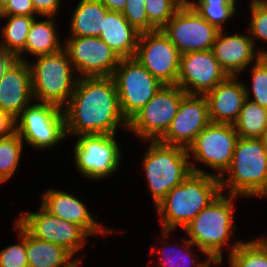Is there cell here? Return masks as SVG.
Listing matches in <instances>:
<instances>
[{
    "label": "cell",
    "mask_w": 267,
    "mask_h": 267,
    "mask_svg": "<svg viewBox=\"0 0 267 267\" xmlns=\"http://www.w3.org/2000/svg\"><path fill=\"white\" fill-rule=\"evenodd\" d=\"M68 134H116L119 125L128 129L113 77L81 78L63 107Z\"/></svg>",
    "instance_id": "obj_1"
},
{
    "label": "cell",
    "mask_w": 267,
    "mask_h": 267,
    "mask_svg": "<svg viewBox=\"0 0 267 267\" xmlns=\"http://www.w3.org/2000/svg\"><path fill=\"white\" fill-rule=\"evenodd\" d=\"M220 179L212 173L191 172L179 185L170 190L156 205L161 216L162 236L176 227H185L192 219L220 194ZM172 230V231H171Z\"/></svg>",
    "instance_id": "obj_2"
},
{
    "label": "cell",
    "mask_w": 267,
    "mask_h": 267,
    "mask_svg": "<svg viewBox=\"0 0 267 267\" xmlns=\"http://www.w3.org/2000/svg\"><path fill=\"white\" fill-rule=\"evenodd\" d=\"M236 195H223L221 193L208 206L203 208L193 219L186 225L183 230L186 231L188 240L182 247L190 248L194 245L200 249L207 257H210L217 265L223 261L222 247L229 245V255L239 246L240 241L235 244H230V234H233L232 228L234 217L233 215V200Z\"/></svg>",
    "instance_id": "obj_3"
},
{
    "label": "cell",
    "mask_w": 267,
    "mask_h": 267,
    "mask_svg": "<svg viewBox=\"0 0 267 267\" xmlns=\"http://www.w3.org/2000/svg\"><path fill=\"white\" fill-rule=\"evenodd\" d=\"M225 174H229L226 179ZM221 191L229 195L267 196V145L263 138L237 140L229 169L220 178Z\"/></svg>",
    "instance_id": "obj_4"
},
{
    "label": "cell",
    "mask_w": 267,
    "mask_h": 267,
    "mask_svg": "<svg viewBox=\"0 0 267 267\" xmlns=\"http://www.w3.org/2000/svg\"><path fill=\"white\" fill-rule=\"evenodd\" d=\"M186 148L151 141L145 152L143 167L153 201L157 205L175 186L181 184L191 172L203 173L190 163Z\"/></svg>",
    "instance_id": "obj_5"
},
{
    "label": "cell",
    "mask_w": 267,
    "mask_h": 267,
    "mask_svg": "<svg viewBox=\"0 0 267 267\" xmlns=\"http://www.w3.org/2000/svg\"><path fill=\"white\" fill-rule=\"evenodd\" d=\"M35 61L32 64L28 62L33 98L63 108L79 79L73 78L74 70L66 50L63 48L52 54L38 56Z\"/></svg>",
    "instance_id": "obj_6"
},
{
    "label": "cell",
    "mask_w": 267,
    "mask_h": 267,
    "mask_svg": "<svg viewBox=\"0 0 267 267\" xmlns=\"http://www.w3.org/2000/svg\"><path fill=\"white\" fill-rule=\"evenodd\" d=\"M15 121L16 133L32 148H50L66 137L63 108L51 103L31 102Z\"/></svg>",
    "instance_id": "obj_7"
},
{
    "label": "cell",
    "mask_w": 267,
    "mask_h": 267,
    "mask_svg": "<svg viewBox=\"0 0 267 267\" xmlns=\"http://www.w3.org/2000/svg\"><path fill=\"white\" fill-rule=\"evenodd\" d=\"M112 77L116 83L121 112L127 121L164 85L135 57L121 58Z\"/></svg>",
    "instance_id": "obj_8"
},
{
    "label": "cell",
    "mask_w": 267,
    "mask_h": 267,
    "mask_svg": "<svg viewBox=\"0 0 267 267\" xmlns=\"http://www.w3.org/2000/svg\"><path fill=\"white\" fill-rule=\"evenodd\" d=\"M186 93L177 85H163L128 121V129L144 141H159L169 129Z\"/></svg>",
    "instance_id": "obj_9"
},
{
    "label": "cell",
    "mask_w": 267,
    "mask_h": 267,
    "mask_svg": "<svg viewBox=\"0 0 267 267\" xmlns=\"http://www.w3.org/2000/svg\"><path fill=\"white\" fill-rule=\"evenodd\" d=\"M74 145L75 164L88 179H102L114 173L121 162L116 134L79 135Z\"/></svg>",
    "instance_id": "obj_10"
},
{
    "label": "cell",
    "mask_w": 267,
    "mask_h": 267,
    "mask_svg": "<svg viewBox=\"0 0 267 267\" xmlns=\"http://www.w3.org/2000/svg\"><path fill=\"white\" fill-rule=\"evenodd\" d=\"M161 30L180 54L211 50L219 33L188 2L178 9Z\"/></svg>",
    "instance_id": "obj_11"
},
{
    "label": "cell",
    "mask_w": 267,
    "mask_h": 267,
    "mask_svg": "<svg viewBox=\"0 0 267 267\" xmlns=\"http://www.w3.org/2000/svg\"><path fill=\"white\" fill-rule=\"evenodd\" d=\"M238 139L239 135L233 124L210 122L187 148L188 155L194 157L193 161H201L218 170L215 176L220 179L232 163Z\"/></svg>",
    "instance_id": "obj_12"
},
{
    "label": "cell",
    "mask_w": 267,
    "mask_h": 267,
    "mask_svg": "<svg viewBox=\"0 0 267 267\" xmlns=\"http://www.w3.org/2000/svg\"><path fill=\"white\" fill-rule=\"evenodd\" d=\"M180 56L161 29L140 33L134 57L162 84L176 85Z\"/></svg>",
    "instance_id": "obj_13"
},
{
    "label": "cell",
    "mask_w": 267,
    "mask_h": 267,
    "mask_svg": "<svg viewBox=\"0 0 267 267\" xmlns=\"http://www.w3.org/2000/svg\"><path fill=\"white\" fill-rule=\"evenodd\" d=\"M63 48L81 78L111 77L121 60L100 37H69Z\"/></svg>",
    "instance_id": "obj_14"
},
{
    "label": "cell",
    "mask_w": 267,
    "mask_h": 267,
    "mask_svg": "<svg viewBox=\"0 0 267 267\" xmlns=\"http://www.w3.org/2000/svg\"><path fill=\"white\" fill-rule=\"evenodd\" d=\"M17 222L34 238L59 245L73 256L90 236L81 226L55 217L42 207L39 212L24 213Z\"/></svg>",
    "instance_id": "obj_15"
},
{
    "label": "cell",
    "mask_w": 267,
    "mask_h": 267,
    "mask_svg": "<svg viewBox=\"0 0 267 267\" xmlns=\"http://www.w3.org/2000/svg\"><path fill=\"white\" fill-rule=\"evenodd\" d=\"M228 77L212 50L184 53L176 85L186 94L205 95Z\"/></svg>",
    "instance_id": "obj_16"
},
{
    "label": "cell",
    "mask_w": 267,
    "mask_h": 267,
    "mask_svg": "<svg viewBox=\"0 0 267 267\" xmlns=\"http://www.w3.org/2000/svg\"><path fill=\"white\" fill-rule=\"evenodd\" d=\"M210 122L205 95L185 94L169 129L159 141L187 149Z\"/></svg>",
    "instance_id": "obj_17"
},
{
    "label": "cell",
    "mask_w": 267,
    "mask_h": 267,
    "mask_svg": "<svg viewBox=\"0 0 267 267\" xmlns=\"http://www.w3.org/2000/svg\"><path fill=\"white\" fill-rule=\"evenodd\" d=\"M33 99L28 60L16 59L0 80V109L16 119Z\"/></svg>",
    "instance_id": "obj_18"
},
{
    "label": "cell",
    "mask_w": 267,
    "mask_h": 267,
    "mask_svg": "<svg viewBox=\"0 0 267 267\" xmlns=\"http://www.w3.org/2000/svg\"><path fill=\"white\" fill-rule=\"evenodd\" d=\"M223 34V30L219 31L211 50L228 76H238L253 60L264 54L263 50L254 51L255 44L249 34Z\"/></svg>",
    "instance_id": "obj_19"
},
{
    "label": "cell",
    "mask_w": 267,
    "mask_h": 267,
    "mask_svg": "<svg viewBox=\"0 0 267 267\" xmlns=\"http://www.w3.org/2000/svg\"><path fill=\"white\" fill-rule=\"evenodd\" d=\"M228 76L205 94L212 123L234 124L246 99L245 84Z\"/></svg>",
    "instance_id": "obj_20"
},
{
    "label": "cell",
    "mask_w": 267,
    "mask_h": 267,
    "mask_svg": "<svg viewBox=\"0 0 267 267\" xmlns=\"http://www.w3.org/2000/svg\"><path fill=\"white\" fill-rule=\"evenodd\" d=\"M42 200L41 207L49 214L81 226L89 235L111 232L100 227L88 212L86 204L71 194L51 189L45 192Z\"/></svg>",
    "instance_id": "obj_21"
},
{
    "label": "cell",
    "mask_w": 267,
    "mask_h": 267,
    "mask_svg": "<svg viewBox=\"0 0 267 267\" xmlns=\"http://www.w3.org/2000/svg\"><path fill=\"white\" fill-rule=\"evenodd\" d=\"M140 33L121 12L108 11L99 37L120 58H132L136 54Z\"/></svg>",
    "instance_id": "obj_22"
},
{
    "label": "cell",
    "mask_w": 267,
    "mask_h": 267,
    "mask_svg": "<svg viewBox=\"0 0 267 267\" xmlns=\"http://www.w3.org/2000/svg\"><path fill=\"white\" fill-rule=\"evenodd\" d=\"M26 253L28 267H79V257L72 260L73 255L65 248L34 238L27 231Z\"/></svg>",
    "instance_id": "obj_23"
},
{
    "label": "cell",
    "mask_w": 267,
    "mask_h": 267,
    "mask_svg": "<svg viewBox=\"0 0 267 267\" xmlns=\"http://www.w3.org/2000/svg\"><path fill=\"white\" fill-rule=\"evenodd\" d=\"M70 18V37H99L109 11L100 0H80Z\"/></svg>",
    "instance_id": "obj_24"
},
{
    "label": "cell",
    "mask_w": 267,
    "mask_h": 267,
    "mask_svg": "<svg viewBox=\"0 0 267 267\" xmlns=\"http://www.w3.org/2000/svg\"><path fill=\"white\" fill-rule=\"evenodd\" d=\"M39 21L34 19L25 44L24 51L32 56L52 54L63 49L57 36L52 17Z\"/></svg>",
    "instance_id": "obj_25"
},
{
    "label": "cell",
    "mask_w": 267,
    "mask_h": 267,
    "mask_svg": "<svg viewBox=\"0 0 267 267\" xmlns=\"http://www.w3.org/2000/svg\"><path fill=\"white\" fill-rule=\"evenodd\" d=\"M245 91L246 99L234 128L240 138H263L267 129V108L251 101L246 85Z\"/></svg>",
    "instance_id": "obj_26"
},
{
    "label": "cell",
    "mask_w": 267,
    "mask_h": 267,
    "mask_svg": "<svg viewBox=\"0 0 267 267\" xmlns=\"http://www.w3.org/2000/svg\"><path fill=\"white\" fill-rule=\"evenodd\" d=\"M4 17L8 18V22L2 29L4 42H0V49L13 54L17 60L26 61L22 53L31 24L36 16H0V18Z\"/></svg>",
    "instance_id": "obj_27"
},
{
    "label": "cell",
    "mask_w": 267,
    "mask_h": 267,
    "mask_svg": "<svg viewBox=\"0 0 267 267\" xmlns=\"http://www.w3.org/2000/svg\"><path fill=\"white\" fill-rule=\"evenodd\" d=\"M240 242L229 255L230 267H267V239Z\"/></svg>",
    "instance_id": "obj_28"
},
{
    "label": "cell",
    "mask_w": 267,
    "mask_h": 267,
    "mask_svg": "<svg viewBox=\"0 0 267 267\" xmlns=\"http://www.w3.org/2000/svg\"><path fill=\"white\" fill-rule=\"evenodd\" d=\"M23 141L16 132L0 138V183L11 178L18 168Z\"/></svg>",
    "instance_id": "obj_29"
},
{
    "label": "cell",
    "mask_w": 267,
    "mask_h": 267,
    "mask_svg": "<svg viewBox=\"0 0 267 267\" xmlns=\"http://www.w3.org/2000/svg\"><path fill=\"white\" fill-rule=\"evenodd\" d=\"M183 4L182 0H145L148 22L162 29Z\"/></svg>",
    "instance_id": "obj_30"
},
{
    "label": "cell",
    "mask_w": 267,
    "mask_h": 267,
    "mask_svg": "<svg viewBox=\"0 0 267 267\" xmlns=\"http://www.w3.org/2000/svg\"><path fill=\"white\" fill-rule=\"evenodd\" d=\"M16 229L20 233V241L0 251V267H28L26 253V230L17 222Z\"/></svg>",
    "instance_id": "obj_31"
},
{
    "label": "cell",
    "mask_w": 267,
    "mask_h": 267,
    "mask_svg": "<svg viewBox=\"0 0 267 267\" xmlns=\"http://www.w3.org/2000/svg\"><path fill=\"white\" fill-rule=\"evenodd\" d=\"M252 70V93L251 101L267 108V60L261 56L254 62Z\"/></svg>",
    "instance_id": "obj_32"
},
{
    "label": "cell",
    "mask_w": 267,
    "mask_h": 267,
    "mask_svg": "<svg viewBox=\"0 0 267 267\" xmlns=\"http://www.w3.org/2000/svg\"><path fill=\"white\" fill-rule=\"evenodd\" d=\"M121 13L129 24L134 26L141 33L156 30L148 22L145 0H127Z\"/></svg>",
    "instance_id": "obj_33"
},
{
    "label": "cell",
    "mask_w": 267,
    "mask_h": 267,
    "mask_svg": "<svg viewBox=\"0 0 267 267\" xmlns=\"http://www.w3.org/2000/svg\"><path fill=\"white\" fill-rule=\"evenodd\" d=\"M204 19L215 26L219 31L223 30L224 22L232 17L236 5H191Z\"/></svg>",
    "instance_id": "obj_34"
},
{
    "label": "cell",
    "mask_w": 267,
    "mask_h": 267,
    "mask_svg": "<svg viewBox=\"0 0 267 267\" xmlns=\"http://www.w3.org/2000/svg\"><path fill=\"white\" fill-rule=\"evenodd\" d=\"M250 8L251 21L248 29L250 37L253 42L255 41L253 37L267 42V10L258 2H251Z\"/></svg>",
    "instance_id": "obj_35"
},
{
    "label": "cell",
    "mask_w": 267,
    "mask_h": 267,
    "mask_svg": "<svg viewBox=\"0 0 267 267\" xmlns=\"http://www.w3.org/2000/svg\"><path fill=\"white\" fill-rule=\"evenodd\" d=\"M164 248V251H162L161 253L163 254V252H164V257H162V260L161 261H159L158 263H160L159 264V266H161V267H184V264H187V263H192L193 264V267H210L212 264L211 263H213V264H215V265H217L210 257H207V259L204 261V262H199V264L196 262V260L191 256L190 257V253L188 252L187 254H185V256H183L182 257V255H181V253L180 254H178L177 255V253H179V252H181L182 250H180L179 252H177L176 253V251L174 250V249H171V250H168L167 251V249H165V248H167L166 246H164L163 247ZM169 248V247H168ZM174 248V247H173ZM172 251V252H171ZM175 253H174V252ZM172 254H171V253ZM168 254V255H167ZM176 254V255H175ZM174 255H175V257H174ZM179 255L182 257V258H184L185 260L180 264V259H181V257H180V259H179ZM178 256V257H177ZM174 257V258H173ZM176 258V259H175ZM178 258V259H177ZM179 260V261H178ZM178 264H180V265H178ZM187 267V266H186Z\"/></svg>",
    "instance_id": "obj_36"
},
{
    "label": "cell",
    "mask_w": 267,
    "mask_h": 267,
    "mask_svg": "<svg viewBox=\"0 0 267 267\" xmlns=\"http://www.w3.org/2000/svg\"><path fill=\"white\" fill-rule=\"evenodd\" d=\"M32 0H10L0 16H36Z\"/></svg>",
    "instance_id": "obj_37"
},
{
    "label": "cell",
    "mask_w": 267,
    "mask_h": 267,
    "mask_svg": "<svg viewBox=\"0 0 267 267\" xmlns=\"http://www.w3.org/2000/svg\"><path fill=\"white\" fill-rule=\"evenodd\" d=\"M60 0H32L37 16L55 17L60 9Z\"/></svg>",
    "instance_id": "obj_38"
},
{
    "label": "cell",
    "mask_w": 267,
    "mask_h": 267,
    "mask_svg": "<svg viewBox=\"0 0 267 267\" xmlns=\"http://www.w3.org/2000/svg\"><path fill=\"white\" fill-rule=\"evenodd\" d=\"M16 132V121L8 113L0 109V138H5Z\"/></svg>",
    "instance_id": "obj_39"
},
{
    "label": "cell",
    "mask_w": 267,
    "mask_h": 267,
    "mask_svg": "<svg viewBox=\"0 0 267 267\" xmlns=\"http://www.w3.org/2000/svg\"><path fill=\"white\" fill-rule=\"evenodd\" d=\"M16 59L17 58L13 54L7 53L0 49V80L6 70Z\"/></svg>",
    "instance_id": "obj_40"
},
{
    "label": "cell",
    "mask_w": 267,
    "mask_h": 267,
    "mask_svg": "<svg viewBox=\"0 0 267 267\" xmlns=\"http://www.w3.org/2000/svg\"><path fill=\"white\" fill-rule=\"evenodd\" d=\"M101 3L109 10L115 12H122L127 0H100Z\"/></svg>",
    "instance_id": "obj_41"
},
{
    "label": "cell",
    "mask_w": 267,
    "mask_h": 267,
    "mask_svg": "<svg viewBox=\"0 0 267 267\" xmlns=\"http://www.w3.org/2000/svg\"><path fill=\"white\" fill-rule=\"evenodd\" d=\"M190 5H236V0H197L193 2L188 0Z\"/></svg>",
    "instance_id": "obj_42"
},
{
    "label": "cell",
    "mask_w": 267,
    "mask_h": 267,
    "mask_svg": "<svg viewBox=\"0 0 267 267\" xmlns=\"http://www.w3.org/2000/svg\"><path fill=\"white\" fill-rule=\"evenodd\" d=\"M10 0H0V12L7 6Z\"/></svg>",
    "instance_id": "obj_43"
},
{
    "label": "cell",
    "mask_w": 267,
    "mask_h": 267,
    "mask_svg": "<svg viewBox=\"0 0 267 267\" xmlns=\"http://www.w3.org/2000/svg\"><path fill=\"white\" fill-rule=\"evenodd\" d=\"M258 3L267 10V0H259Z\"/></svg>",
    "instance_id": "obj_44"
},
{
    "label": "cell",
    "mask_w": 267,
    "mask_h": 267,
    "mask_svg": "<svg viewBox=\"0 0 267 267\" xmlns=\"http://www.w3.org/2000/svg\"><path fill=\"white\" fill-rule=\"evenodd\" d=\"M264 141L266 142V145H267V129H266V132H265V135L263 137Z\"/></svg>",
    "instance_id": "obj_45"
},
{
    "label": "cell",
    "mask_w": 267,
    "mask_h": 267,
    "mask_svg": "<svg viewBox=\"0 0 267 267\" xmlns=\"http://www.w3.org/2000/svg\"><path fill=\"white\" fill-rule=\"evenodd\" d=\"M262 56L267 60V51H264V54H262Z\"/></svg>",
    "instance_id": "obj_46"
}]
</instances>
